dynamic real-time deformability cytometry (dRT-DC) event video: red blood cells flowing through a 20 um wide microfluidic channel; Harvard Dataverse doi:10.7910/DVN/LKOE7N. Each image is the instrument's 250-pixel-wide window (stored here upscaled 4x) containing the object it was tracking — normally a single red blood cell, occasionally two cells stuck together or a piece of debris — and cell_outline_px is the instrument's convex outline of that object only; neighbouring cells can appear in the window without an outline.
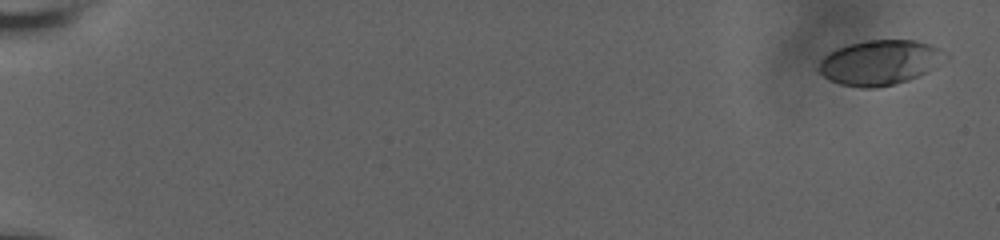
{"species": "human", "species_latin": "Homo sapiens", "temperature_condition": "room temperature", "stored_images_in_passage": 59, "camera_frame_rate_fps": 3000, "um_per_image_px": 0.085, "donor": {"sex": "male"}, "frame": {"image": 1, "passage_image": 1, "time_ms": 0.0, "image_size_px": [1000, 240], "cell_outline_px": [[948, 60], [908, 80], [876, 88], [860, 88], [840, 84], [828, 80], [816, 68], [820, 60], [828, 52], [836, 48], [848, 44], [864, 40], [916, 40], [940, 48], [948, 52]], "centroid_in_image_um": [74.77, 5.3], "position_along_channel_um": 10.2, "area_um2": 33.41}}
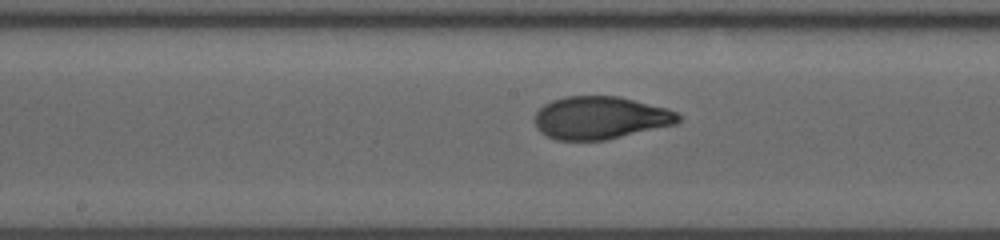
{"frame": {"image": 2, "passage_image": 33, "time_ms": 10.667, "image_size_px": [1000, 240], "cell_outline_px": [[680, 120], [676, 124], [604, 140], [556, 140], [540, 132], [536, 128], [536, 112], [544, 104], [552, 100], [564, 96], [620, 96], [668, 108], [676, 112], [680, 116]], "centroid_in_image_um": [51.03, 10.0], "position_along_channel_um": 197.2, "area_um2": 35.72}}
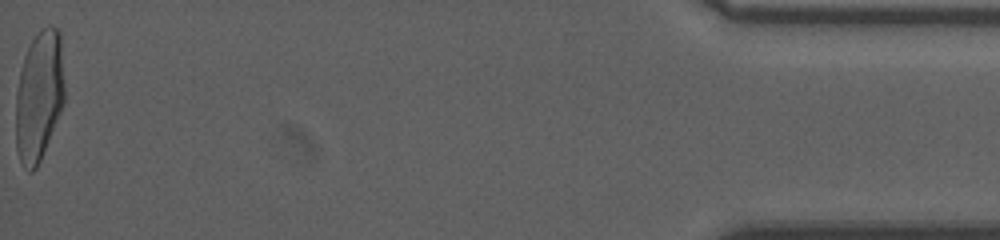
{"frame": {"image": 3, "passage_image": 59, "time_ms": 19.333, "image_size_px": [1000, 240], "cell_outline_px": [[64, 100], [60, 112], [40, 160], [36, 168], [32, 172], [28, 172], [20, 160], [16, 148], [16, 92], [20, 72], [24, 56], [32, 40], [40, 28], [60, 28], [64, 84]], "centroid_in_image_um": [3.32, 8.14], "position_along_channel_um": 431.9, "area_um2": 36.76}, "authors_computed_cell_mechanics": {"area_um2": 35.1424, "velocity_mm_per_s": 3.711, "shape_relaxation_time_tau1_ms": 5.3362, "shape_relaxation_time_tau2_ms": 0.8542, "deformation_change_tau1": 0.2249, "deformation_change_tau2": 0.0673}}